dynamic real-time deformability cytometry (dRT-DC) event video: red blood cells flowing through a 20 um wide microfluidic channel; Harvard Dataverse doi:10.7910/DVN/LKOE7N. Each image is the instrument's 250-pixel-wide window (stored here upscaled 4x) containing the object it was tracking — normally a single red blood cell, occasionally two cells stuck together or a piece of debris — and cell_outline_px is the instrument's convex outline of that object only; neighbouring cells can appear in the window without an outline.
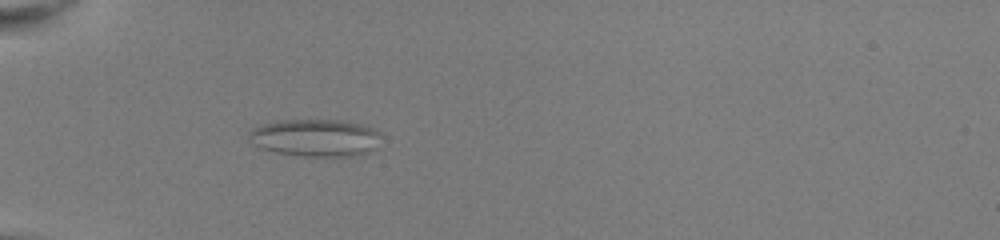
{"species": "common noctule bat (a hibernating species)", "species_latin": "Nyctalus noctula", "temperature_condition": "room temperature", "stored_images_in_passage": 52, "camera_frame_rate_fps": 3000, "um_per_image_px": 0.085, "animal": {"sex": "female", "body_mass_g": 22.0, "forearm_length_mm": 56.7}, "frame": {"image": 1, "passage_image": 18, "time_ms": 5.667, "image_size_px": [1000, 240], "cell_outline_px": [[380, 136], [372, 148], [364, 152], [352, 156], [300, 156], [276, 152], [260, 148], [248, 140], [248, 132], [252, 128], [264, 124], [280, 120], [340, 120], [360, 124], [372, 128], [380, 132]], "centroid_in_image_um": [26.73, 11.7], "position_along_channel_um": 58.3, "area_um2": 28.5}}
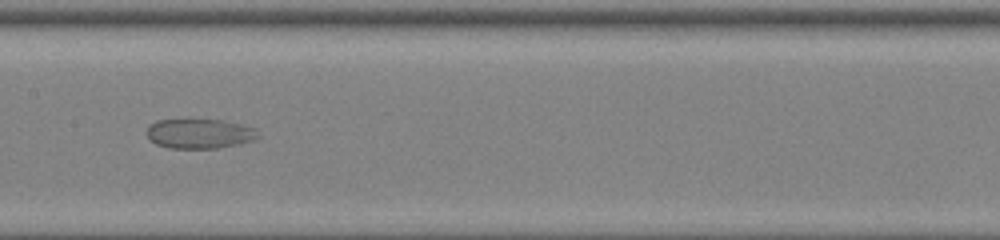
{"frame": {"image": 2, "passage_image": 29, "time_ms": 9.333, "image_size_px": [1000, 240], "cell_outline_px": [[260, 136], [252, 140], [236, 144], [216, 148], [168, 148], [156, 144], [148, 140], [148, 124], [156, 120], [224, 120], [256, 128]], "centroid_in_image_um": [16.94, 11.36], "position_along_channel_um": 190.5, "area_um2": 19.19}}
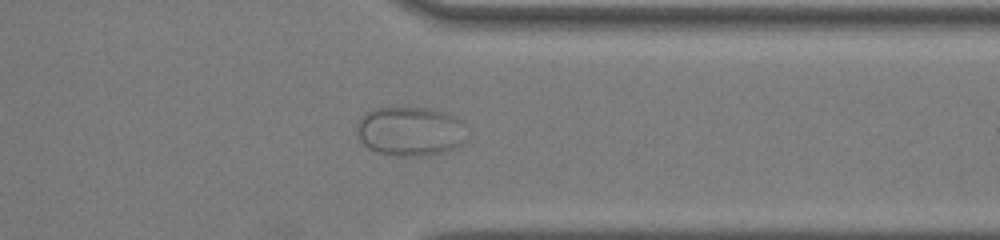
{"frame": {"image": 3, "passage_image": 43, "time_ms": 14.0, "image_size_px": [1000, 240], "cell_outline_px": [[464, 144], [444, 152], [424, 156], [396, 156], [376, 152], [368, 148], [360, 140], [356, 132], [356, 124], [360, 116], [364, 112], [376, 108], [420, 108], [448, 112], [456, 116], [464, 124]], "centroid_in_image_um": [34.84, 11.16], "position_along_channel_um": 376.6, "area_um2": 31.96}}